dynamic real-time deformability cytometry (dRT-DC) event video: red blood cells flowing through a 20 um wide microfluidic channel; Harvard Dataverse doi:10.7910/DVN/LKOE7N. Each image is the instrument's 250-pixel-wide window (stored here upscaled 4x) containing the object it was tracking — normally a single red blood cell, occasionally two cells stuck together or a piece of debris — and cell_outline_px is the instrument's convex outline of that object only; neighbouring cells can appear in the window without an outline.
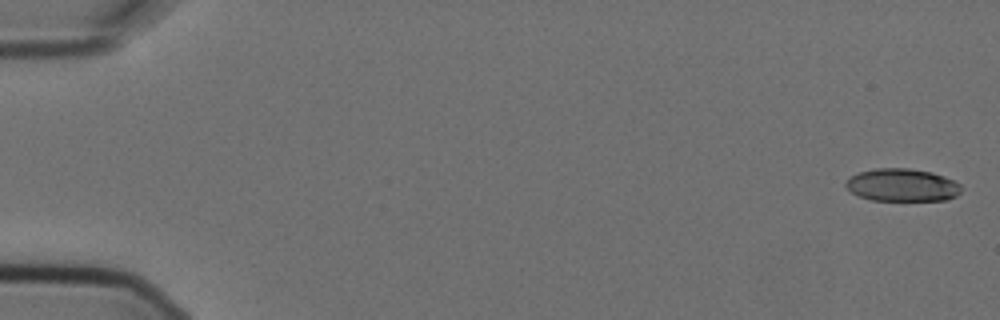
{"species": "Egyptian fruit bat (a non-hibernating species)", "species_latin": "Rousettus aegyptiacus", "temperature_condition": "cold", "stored_images_in_passage": 6, "camera_frame_rate_fps": 3000, "um_per_image_px": 0.085, "animal": {"sex": "female"}, "frame": {"image": 1, "passage_image": 1, "time_ms": 0.0, "image_size_px": [1000, 320], "cell_outline_px": [[960, 192], [956, 196], [948, 200], [872, 200], [860, 196], [852, 192], [844, 184], [852, 176], [860, 172], [876, 168], [908, 168], [932, 172], [944, 176], [960, 184]], "centroid_in_image_um": [76.71, 15.73], "position_along_channel_um": 8.3, "area_um2": 21.79}}
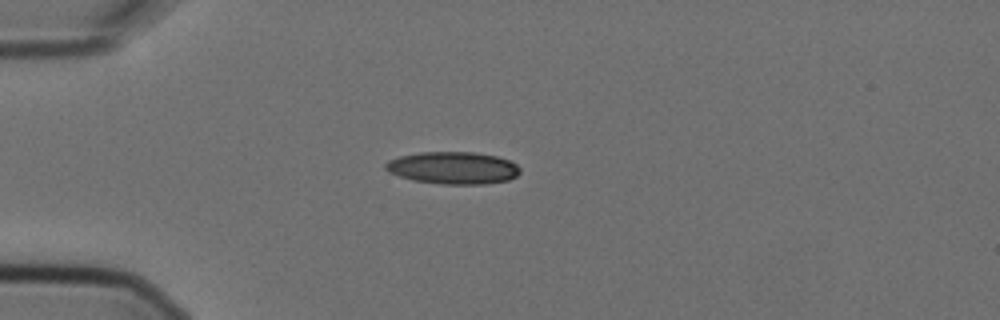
{"frame": {"image": 2, "passage_image": 5, "time_ms": 1.333, "image_size_px": [1000, 320], "cell_outline_px": [[520, 172], [516, 176], [508, 180], [484, 184], [440, 184], [412, 180], [388, 172], [384, 168], [384, 164], [388, 160], [400, 156], [420, 152], [472, 152], [496, 156], [508, 160], [516, 164], [520, 168]], "centroid_in_image_um": [38.49, 14.27], "position_along_channel_um": 46.5, "area_um2": 25.32}}